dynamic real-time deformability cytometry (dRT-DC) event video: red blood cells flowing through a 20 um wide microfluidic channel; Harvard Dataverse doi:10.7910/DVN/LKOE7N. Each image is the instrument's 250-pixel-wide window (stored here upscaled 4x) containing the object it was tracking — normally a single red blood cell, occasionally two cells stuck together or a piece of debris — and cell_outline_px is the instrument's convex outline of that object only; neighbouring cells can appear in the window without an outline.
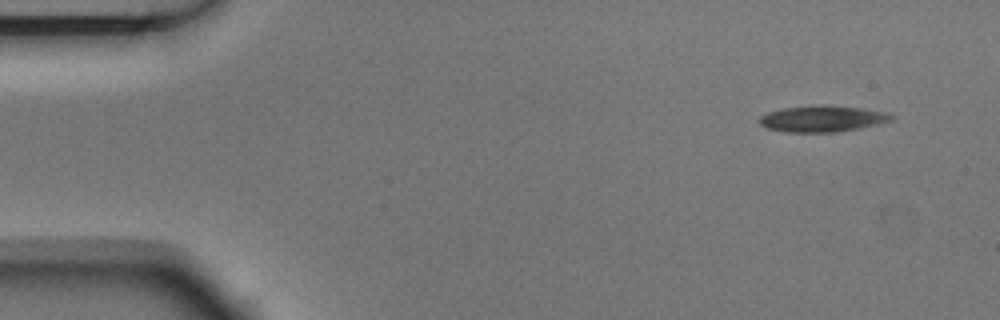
{"species": "Egyptian fruit bat (a non-hibernating species)", "species_latin": "Rousettus aegyptiacus", "temperature_condition": "room temperature", "stored_images_in_passage": 4, "camera_frame_rate_fps": 3000, "um_per_image_px": 0.085, "animal": {"sex": "male"}, "frame": {"image": 1, "passage_image": 1, "time_ms": 0.0, "image_size_px": [1000, 320], "cell_outline_px": [[892, 120], [876, 124], [836, 132], [788, 132], [768, 128], [760, 124], [760, 116], [768, 112], [784, 108], [820, 104], [832, 104], [888, 112], [892, 116]], "centroid_in_image_um": [69.89, 10.07], "position_along_channel_um": 15.1, "area_um2": 20.06}}
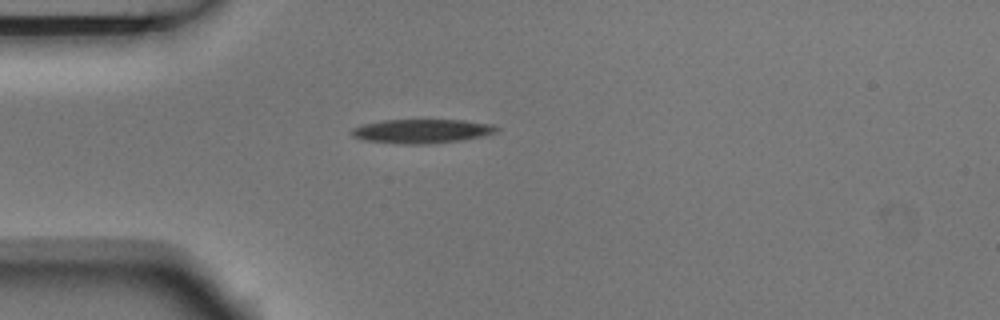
{"frame": {"image": 2, "passage_image": 4, "time_ms": 1.0, "image_size_px": [1000, 320], "cell_outline_px": [[500, 128], [496, 132], [484, 136], [460, 140], [428, 144], [408, 144], [364, 140], [352, 136], [352, 128], [364, 124], [384, 120], [464, 120], [492, 124]], "centroid_in_image_um": [35.89, 11.14], "position_along_channel_um": 49.1, "area_um2": 20.17}}